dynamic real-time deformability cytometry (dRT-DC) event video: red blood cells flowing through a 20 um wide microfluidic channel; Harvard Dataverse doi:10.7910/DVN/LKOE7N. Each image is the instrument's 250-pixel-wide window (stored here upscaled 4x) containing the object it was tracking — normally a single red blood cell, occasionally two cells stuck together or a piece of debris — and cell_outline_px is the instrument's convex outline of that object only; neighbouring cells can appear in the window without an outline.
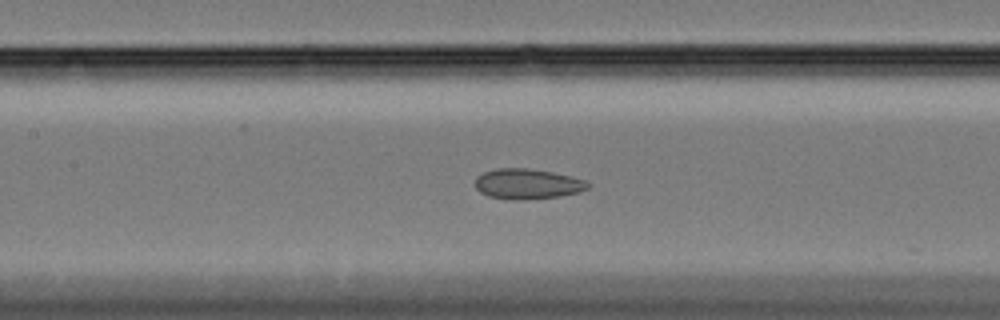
{"species": "Egyptian fruit bat (a non-hibernating species)", "species_latin": "Rousettus aegyptiacus", "temperature_condition": "cold", "stored_images_in_passage": 52, "camera_frame_rate_fps": 3000, "um_per_image_px": 0.085, "animal": {"sex": "female"}, "frame": {"image": 1, "passage_image": 20, "time_ms": 6.333, "image_size_px": [1000, 320], "cell_outline_px": [[592, 184], [588, 188], [576, 192], [560, 196], [528, 200], [488, 196], [480, 192], [476, 188], [476, 176], [484, 172], [500, 168], [528, 168], [552, 172], [584, 180]], "centroid_in_image_um": [44.83, 15.63], "position_along_channel_um": 162.6, "area_um2": 19.59}}
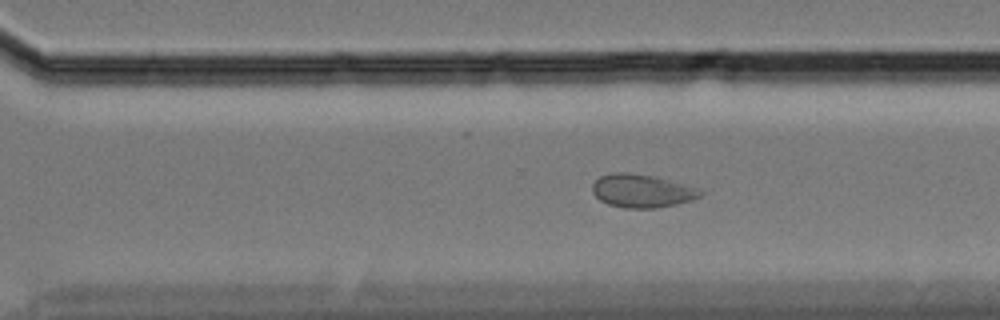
{"frame": {"image": 2, "passage_image": 34, "time_ms": 11.0, "image_size_px": [1000, 320], "cell_outline_px": [[704, 192], [700, 196], [676, 204], [656, 208], [624, 208], [608, 204], [600, 200], [592, 192], [592, 184], [600, 176], [612, 172], [628, 172], [652, 176], [700, 188]], "centroid_in_image_um": [54.53, 16.22], "position_along_channel_um": 316.1, "area_um2": 20.81}}
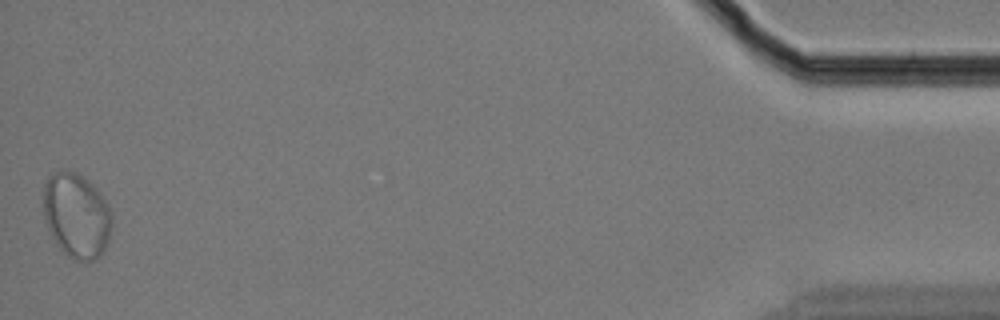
{"frame": {"image": 3, "passage_image": 52, "time_ms": 17.0, "image_size_px": [1000, 320], "cell_outline_px": [[112, 228], [108, 240], [104, 248], [88, 264], [76, 260], [64, 252], [60, 248], [52, 236], [48, 228], [44, 216], [44, 184], [56, 172], [72, 172], [88, 180], [92, 184], [108, 204], [112, 212]], "centroid_in_image_um": [6.53, 18.35], "position_along_channel_um": 428.7, "area_um2": 33.29}, "authors_computed_cell_mechanics": {"area_um2": 22.0218, "velocity_mm_per_s": 3.2983, "shape_relaxation_time_tau1_ms": null, "shape_relaxation_time_tau2_ms": 1.3906, "deformation_change_tau1": null, "deformation_change_tau2": 0.0562}}